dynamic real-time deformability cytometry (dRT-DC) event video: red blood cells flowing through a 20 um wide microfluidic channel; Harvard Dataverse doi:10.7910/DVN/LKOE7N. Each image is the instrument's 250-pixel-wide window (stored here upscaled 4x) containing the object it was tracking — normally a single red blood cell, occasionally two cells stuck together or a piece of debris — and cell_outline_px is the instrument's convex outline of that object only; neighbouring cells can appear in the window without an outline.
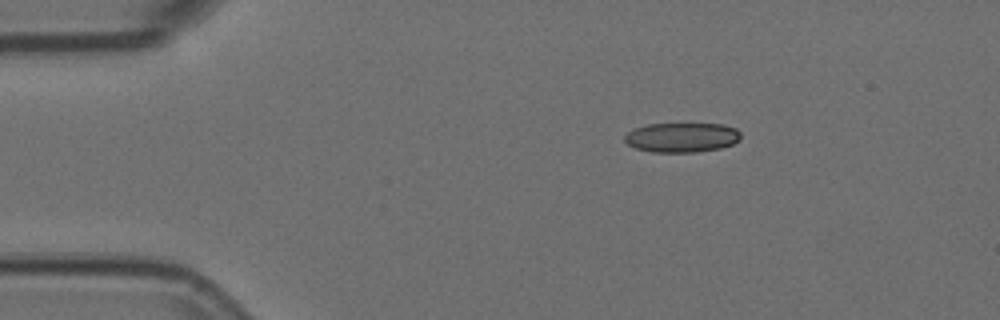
{"species": "Egyptian fruit bat (a non-hibernating species)", "species_latin": "Rousettus aegyptiacus", "temperature_condition": "room temperature", "stored_images_in_passage": 46, "camera_frame_rate_fps": 3000, "um_per_image_px": 0.085, "animal": {"sex": "female"}, "frame": {"image": 1, "passage_image": 1, "time_ms": 0.0, "image_size_px": [1000, 320], "cell_outline_px": [[740, 140], [732, 144], [720, 148], [696, 152], [652, 152], [636, 148], [628, 144], [624, 140], [624, 136], [628, 132], [636, 128], [648, 124], [724, 124], [736, 128], [740, 132]], "centroid_in_image_um": [57.97, 11.68], "position_along_channel_um": 27.0, "area_um2": 20.0}}
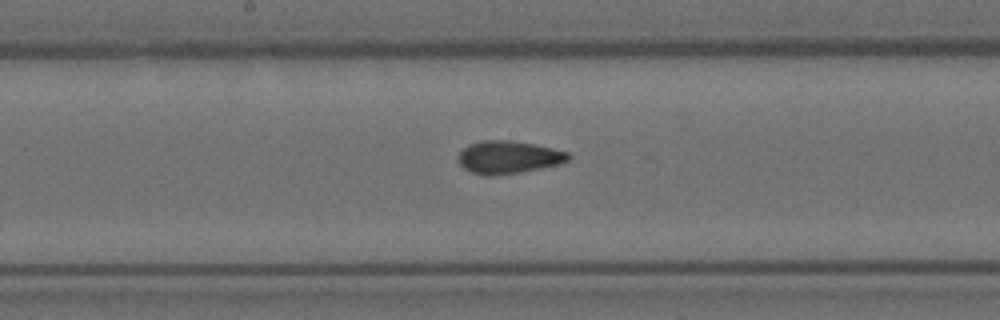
{"frame": {"image": 2, "passage_image": 20, "time_ms": 6.333, "image_size_px": [1000, 320], "cell_outline_px": [[572, 156], [568, 160], [560, 164], [520, 172], [496, 176], [484, 176], [472, 172], [464, 168], [456, 160], [456, 156], [468, 144], [484, 140], [508, 140], [532, 144], [552, 148], [568, 152]], "centroid_in_image_um": [43.18, 13.37], "position_along_channel_um": 205.0, "area_um2": 21.1}}
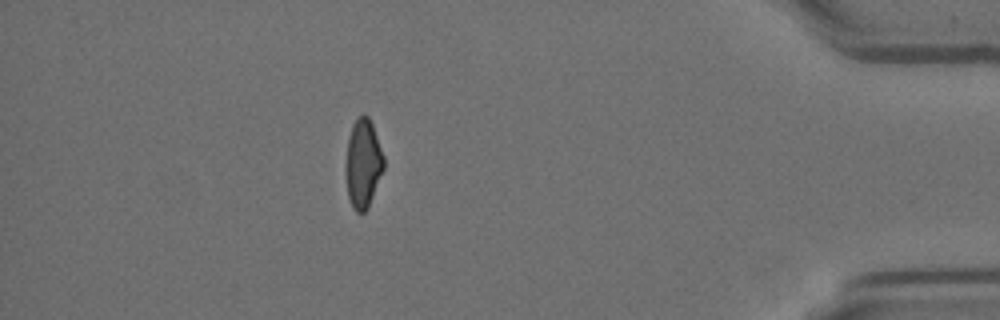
{"frame": {"image": 3, "passage_image": 40, "time_ms": 13.0, "image_size_px": [1000, 320], "cell_outline_px": [[384, 168], [368, 208], [364, 212], [356, 212], [352, 208], [348, 196], [344, 168], [344, 164], [348, 136], [352, 124], [364, 112], [368, 116], [372, 124], [384, 156]], "centroid_in_image_um": [30.83, 13.9], "position_along_channel_um": 404.4, "area_um2": 20.0}, "authors_computed_cell_mechanics": {"area_um2": 20.519, "velocity_mm_per_s": 3.7312, "shape_relaxation_time_tau1_ms": null, "shape_relaxation_time_tau2_ms": 1.895, "deformation_change_tau1": null, "deformation_change_tau2": 0.0709}}